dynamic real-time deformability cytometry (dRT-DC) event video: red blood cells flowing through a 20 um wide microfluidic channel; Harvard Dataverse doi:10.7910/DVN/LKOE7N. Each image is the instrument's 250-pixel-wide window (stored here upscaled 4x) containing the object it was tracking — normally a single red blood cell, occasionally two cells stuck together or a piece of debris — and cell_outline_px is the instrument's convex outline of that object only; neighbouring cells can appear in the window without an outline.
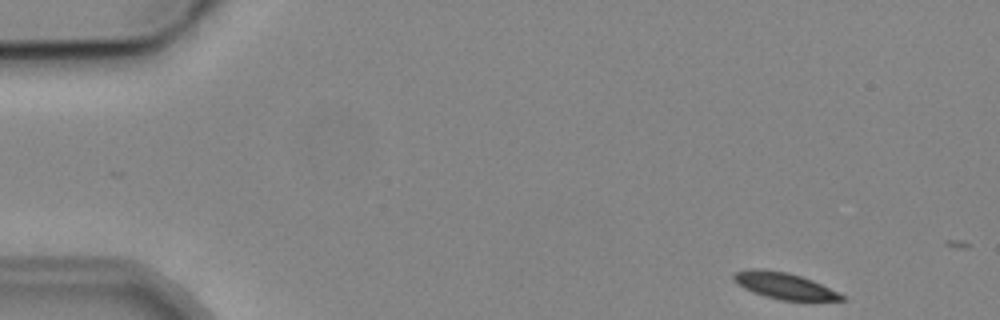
{"species": "common noctule bat (a hibernating species)", "species_latin": "Nyctalus noctula", "temperature_condition": "cold", "stored_images_in_passage": 4, "camera_frame_rate_fps": 3000, "um_per_image_px": 0.085, "animal": {"sex": "male", "body_mass_g": 19.2, "forearm_length_mm": 51.8}, "frame": {"image": 1, "passage_image": 1, "time_ms": 0.0, "image_size_px": [1000, 320], "cell_outline_px": [[844, 300], [780, 300], [764, 296], [744, 288], [732, 280], [732, 276], [736, 272], [748, 268], [764, 268], [788, 272], [812, 280], [840, 292], [844, 296]], "centroid_in_image_um": [66.63, 24.27], "position_along_channel_um": 18.4, "area_um2": 16.65}}